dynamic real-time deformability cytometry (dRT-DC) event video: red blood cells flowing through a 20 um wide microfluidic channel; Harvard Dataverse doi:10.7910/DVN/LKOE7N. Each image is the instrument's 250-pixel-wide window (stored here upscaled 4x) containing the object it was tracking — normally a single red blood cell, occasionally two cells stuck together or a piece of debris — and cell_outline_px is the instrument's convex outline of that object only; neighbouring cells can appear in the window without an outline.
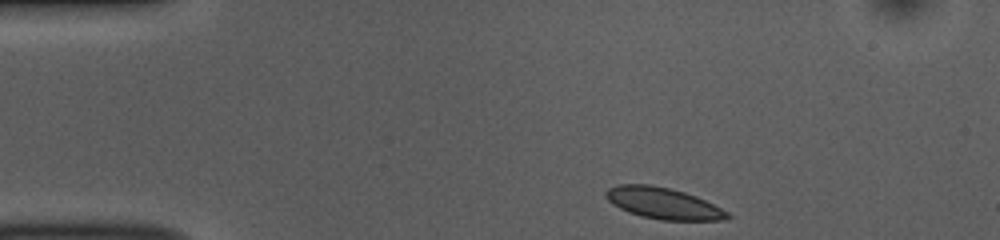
{"species": "common noctule bat (a hibernating species)", "species_latin": "Nyctalus noctula", "temperature_condition": "room temperature", "stored_images_in_passage": 45, "camera_frame_rate_fps": 3000, "um_per_image_px": 0.085, "animal": {"sex": "female", "body_mass_g": 10.0, "forearm_length_mm": 53.1}, "frame": {"image": 1, "passage_image": 1, "time_ms": 0.0, "image_size_px": [1000, 240], "cell_outline_px": [[732, 216], [724, 220], [660, 220], [640, 216], [628, 212], [612, 204], [604, 196], [604, 192], [608, 188], [620, 184], [652, 184], [672, 188], [696, 196], [728, 212]], "centroid_in_image_um": [56.34, 17.27], "position_along_channel_um": 28.7, "area_um2": 22.31}}
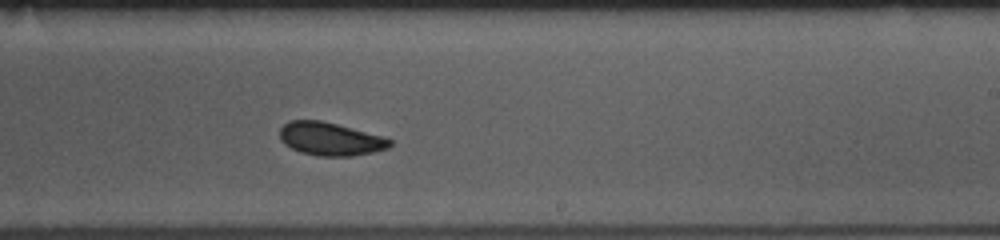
{"frame": {"image": 2, "passage_image": 24, "time_ms": 7.667, "image_size_px": [1000, 240], "cell_outline_px": [[392, 144], [388, 148], [372, 152], [352, 156], [320, 156], [300, 152], [284, 144], [280, 140], [280, 128], [288, 120], [320, 120], [384, 136], [392, 140]], "centroid_in_image_um": [28.07, 11.81], "position_along_channel_um": 260.9, "area_um2": 21.27}}
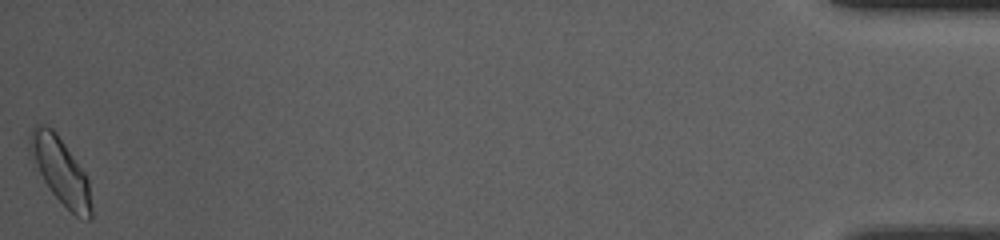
{"frame": {"image": 3, "passage_image": 45, "time_ms": 14.667, "image_size_px": [1000, 240], "cell_outline_px": [[92, 220], [88, 220], [76, 216], [48, 188], [28, 152], [28, 140], [32, 128], [36, 124], [40, 124], [52, 128], [56, 132], [84, 172], [88, 180], [92, 208]], "centroid_in_image_um": [5.13, 14.5], "position_along_channel_um": 430.1, "area_um2": 23.47}, "authors_computed_cell_mechanics": {"area_um2": 21.6172, "velocity_mm_per_s": 3.754, "shape_relaxation_time_tau1_ms": 2.7248, "shape_relaxation_time_tau2_ms": 1.0227, "deformation_change_tau1": 0.0832, "deformation_change_tau2": 0.0617}}